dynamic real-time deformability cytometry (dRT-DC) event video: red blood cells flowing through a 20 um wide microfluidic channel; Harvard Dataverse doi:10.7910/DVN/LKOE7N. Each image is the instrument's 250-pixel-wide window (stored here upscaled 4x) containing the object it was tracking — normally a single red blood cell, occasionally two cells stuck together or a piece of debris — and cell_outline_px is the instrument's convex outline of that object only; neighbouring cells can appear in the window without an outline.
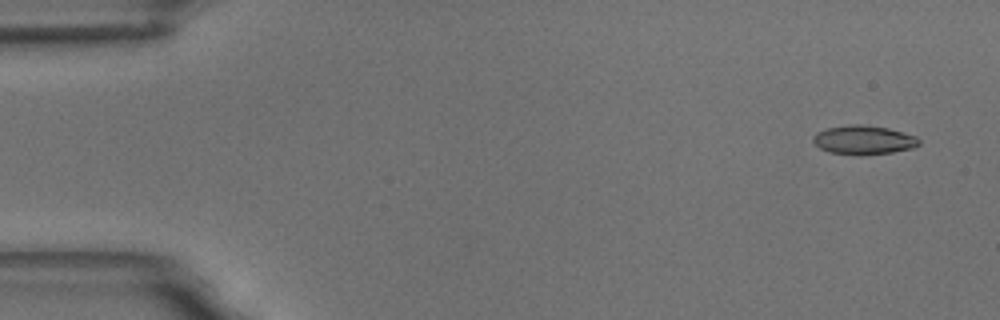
{"species": "common noctule bat (a hibernating species)", "species_latin": "Nyctalus noctula", "temperature_condition": "room temperature", "stored_images_in_passage": 6, "camera_frame_rate_fps": 3000, "um_per_image_px": 0.085, "animal": {"sex": "male", "body_mass_g": 18.8}, "frame": {"image": 1, "passage_image": 1, "time_ms": 0.0, "image_size_px": [1000, 320], "cell_outline_px": [[920, 144], [912, 148], [892, 152], [860, 156], [828, 152], [820, 148], [812, 140], [812, 136], [816, 132], [828, 128], [852, 124], [860, 124], [888, 128], [916, 136], [920, 140]], "centroid_in_image_um": [73.39, 11.91], "position_along_channel_um": 11.6, "area_um2": 17.98}}